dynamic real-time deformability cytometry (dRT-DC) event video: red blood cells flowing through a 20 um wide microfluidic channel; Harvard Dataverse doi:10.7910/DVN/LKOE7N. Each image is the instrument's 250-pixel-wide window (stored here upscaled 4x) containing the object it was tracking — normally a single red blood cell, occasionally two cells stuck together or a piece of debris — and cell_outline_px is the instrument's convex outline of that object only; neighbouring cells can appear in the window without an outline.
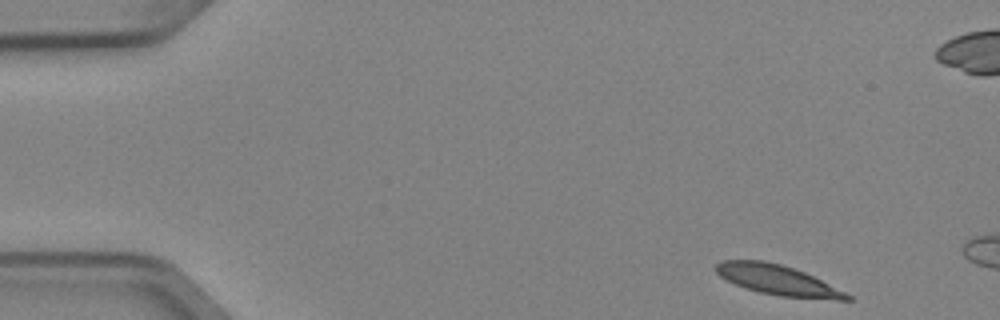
{"species": "Egyptian fruit bat (a non-hibernating species)", "species_latin": "Rousettus aegyptiacus", "temperature_condition": "cold", "stored_images_in_passage": 2, "camera_frame_rate_fps": 3000, "um_per_image_px": 0.085, "animal": {"sex": "female"}, "frame": {"image": 1, "passage_image": 1, "time_ms": 0.0, "image_size_px": [1000, 320], "cell_outline_px": [[852, 300], [836, 300], [780, 296], [760, 292], [736, 284], [720, 276], [716, 272], [716, 264], [724, 260], [764, 260], [780, 264], [804, 272], [852, 296]], "centroid_in_image_um": [66.09, 23.8], "position_along_channel_um": 18.9, "area_um2": 22.43}}